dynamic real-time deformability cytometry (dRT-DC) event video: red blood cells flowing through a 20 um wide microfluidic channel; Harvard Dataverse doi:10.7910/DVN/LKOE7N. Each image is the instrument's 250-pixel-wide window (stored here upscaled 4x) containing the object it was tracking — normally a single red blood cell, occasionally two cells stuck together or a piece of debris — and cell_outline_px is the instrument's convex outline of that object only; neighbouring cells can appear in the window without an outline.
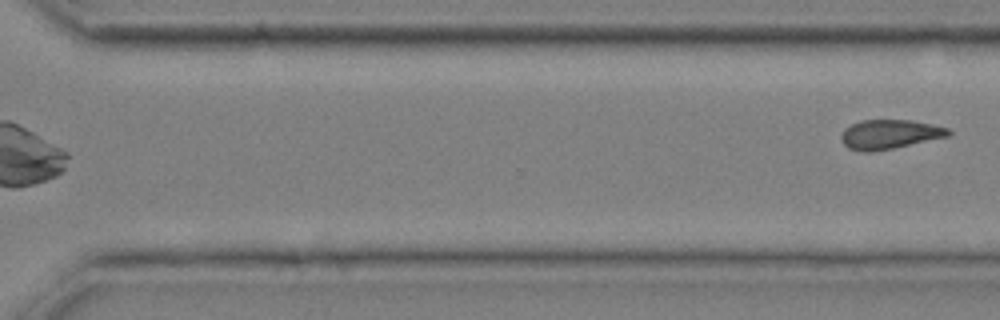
{"species": "common noctule bat (a hibernating species)", "species_latin": "Nyctalus noctula", "temperature_condition": "cold", "stored_images_in_passage": 11, "segment_of_instrument_passage": [2, 2], "camera_frame_rate_fps": 3000, "um_per_image_px": 0.085, "animal": {"sex": "male", "body_mass_g": 20.4}, "frame": {"image": 1, "passage_image": 11, "time_ms": 3.333, "image_size_px": [1000, 320], "cell_outline_px": [[952, 132], [948, 136], [892, 148], [872, 152], [860, 152], [848, 148], [840, 140], [840, 136], [844, 128], [860, 120], [912, 120], [932, 124], [948, 128]], "centroid_in_image_um": [75.57, 11.41], "position_along_channel_um": 295.0, "area_um2": 18.32}}